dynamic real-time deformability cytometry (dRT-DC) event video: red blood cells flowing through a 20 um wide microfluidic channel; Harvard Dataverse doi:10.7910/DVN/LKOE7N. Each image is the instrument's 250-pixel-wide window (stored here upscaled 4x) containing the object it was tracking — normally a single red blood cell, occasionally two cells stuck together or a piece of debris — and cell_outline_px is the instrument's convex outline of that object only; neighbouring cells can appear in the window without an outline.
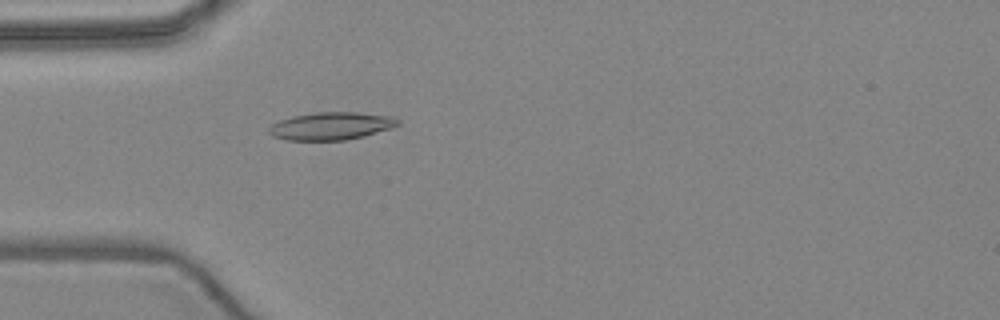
{"species": "common noctule bat (a hibernating species)", "species_latin": "Nyctalus noctula", "temperature_condition": "warm", "stored_images_in_passage": 5, "camera_frame_rate_fps": 3000, "um_per_image_px": 0.085, "animal": {"sex": "female", "body_mass_g": 24.6, "forearm_length_mm": 56.2}, "frame": {"image": 1, "passage_image": 5, "time_ms": 4.667, "image_size_px": [1000, 320], "cell_outline_px": [[400, 124], [392, 128], [364, 136], [344, 140], [284, 140], [272, 136], [268, 132], [268, 128], [272, 124], [280, 120], [292, 116], [316, 112], [356, 112], [392, 116], [400, 120]], "centroid_in_image_um": [28.15, 10.71], "position_along_channel_um": 56.9, "area_um2": 20.92}}